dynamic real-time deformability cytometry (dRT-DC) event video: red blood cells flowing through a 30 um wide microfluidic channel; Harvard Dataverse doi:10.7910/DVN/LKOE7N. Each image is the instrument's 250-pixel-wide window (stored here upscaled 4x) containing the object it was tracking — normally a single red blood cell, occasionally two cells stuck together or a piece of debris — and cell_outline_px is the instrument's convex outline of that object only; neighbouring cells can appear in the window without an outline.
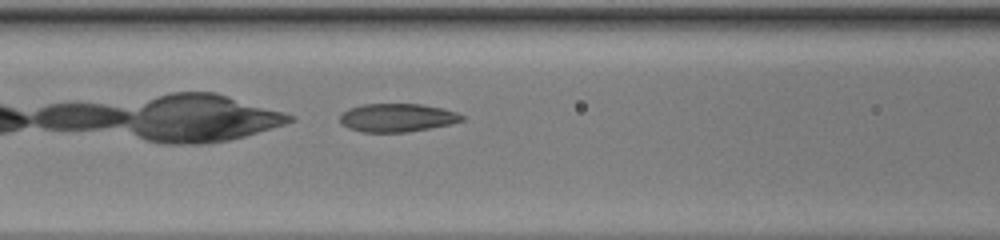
{"species": "common noctule bat (a hibernating species)", "species_latin": "Nyctalus noctula", "temperature_condition": "warm", "stored_images_in_passage": 30, "camera_frame_rate_fps": 3000, "um_per_image_px": 0.085, "animal": {"sex": "female", "body_mass_g": 20.0, "forearm_length_mm": 54.0}, "frame": {"image": 1, "passage_image": 5, "time_ms": 1.333, "image_size_px": [1000, 240], "cell_outline_px": [[464, 120], [448, 124], [408, 132], [364, 132], [348, 128], [340, 124], [340, 112], [348, 108], [364, 104], [420, 104], [440, 108], [456, 112], [464, 116]], "centroid_in_image_um": [33.69, 10.0], "position_along_channel_um": 132.9, "area_um2": 20.06}}
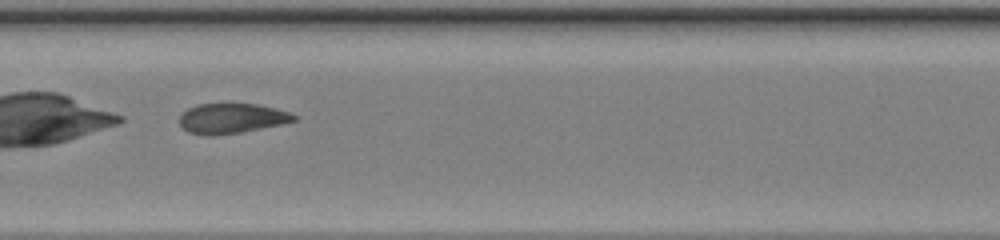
{"frame": {"image": 2, "passage_image": 9, "time_ms": 2.667, "image_size_px": [1000, 240], "cell_outline_px": [[296, 120], [280, 124], [240, 132], [208, 136], [188, 132], [180, 124], [180, 116], [188, 108], [196, 104], [256, 104], [288, 112], [296, 116]], "centroid_in_image_um": [19.64, 10.06], "position_along_channel_um": 187.8, "area_um2": 19.59}}
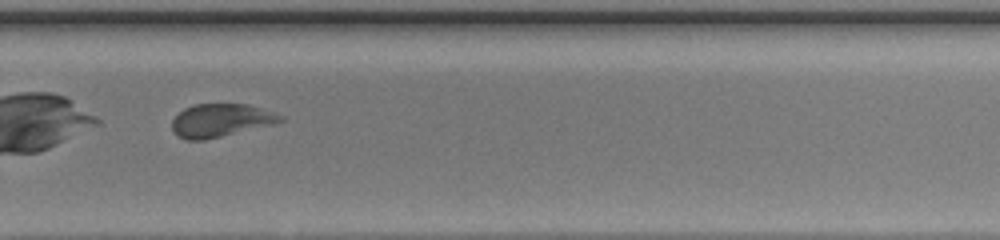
{"frame": {"image": 3, "passage_image": 18, "time_ms": 5.667, "image_size_px": [1000, 240], "cell_outline_px": [[284, 120], [272, 124], [204, 140], [184, 140], [172, 132], [172, 120], [184, 108], [196, 104], [248, 104], [284, 116]], "centroid_in_image_um": [18.72, 10.23], "position_along_channel_um": 311.1, "area_um2": 20.69}}